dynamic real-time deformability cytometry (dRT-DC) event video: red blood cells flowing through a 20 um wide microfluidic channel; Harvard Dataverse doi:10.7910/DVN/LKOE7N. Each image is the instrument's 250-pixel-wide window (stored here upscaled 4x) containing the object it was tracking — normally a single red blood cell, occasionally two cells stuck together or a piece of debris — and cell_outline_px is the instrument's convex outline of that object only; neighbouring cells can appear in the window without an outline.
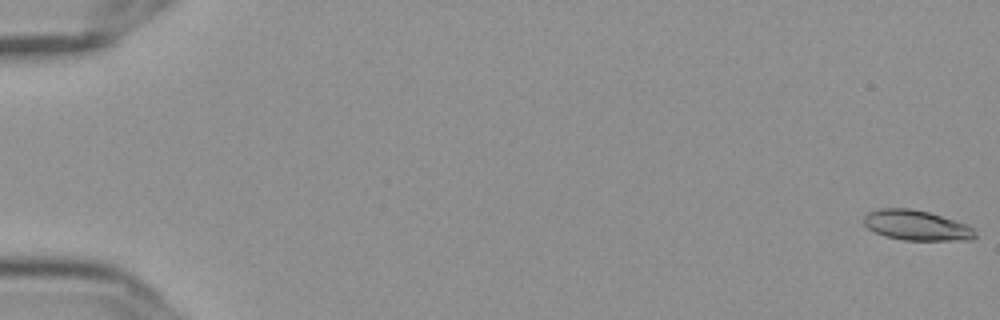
{"species": "Egyptian fruit bat (a non-hibernating species)", "species_latin": "Rousettus aegyptiacus", "temperature_condition": "cold", "stored_images_in_passage": 57, "camera_frame_rate_fps": 3000, "um_per_image_px": 0.085, "frame": {"image": 1, "passage_image": 1, "time_ms": 0.0, "image_size_px": [1000, 320], "cell_outline_px": [[976, 236], [972, 240], [904, 240], [884, 236], [868, 228], [864, 224], [864, 216], [868, 212], [880, 208], [912, 208], [928, 212], [968, 224], [976, 228]], "centroid_in_image_um": [77.94, 19.15], "position_along_channel_um": 7.1, "area_um2": 19.71}}
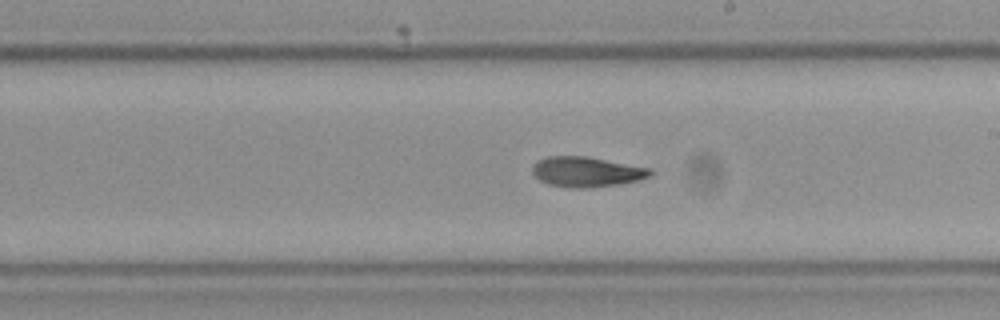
{"frame": {"image": 2, "passage_image": 34, "time_ms": 11.0, "image_size_px": [1000, 320], "cell_outline_px": [[652, 172], [648, 176], [640, 180], [620, 184], [588, 188], [568, 188], [548, 184], [540, 180], [532, 172], [532, 168], [536, 160], [548, 156], [584, 156], [652, 168]], "centroid_in_image_um": [49.84, 14.61], "position_along_channel_um": 239.2, "area_um2": 20.75}}
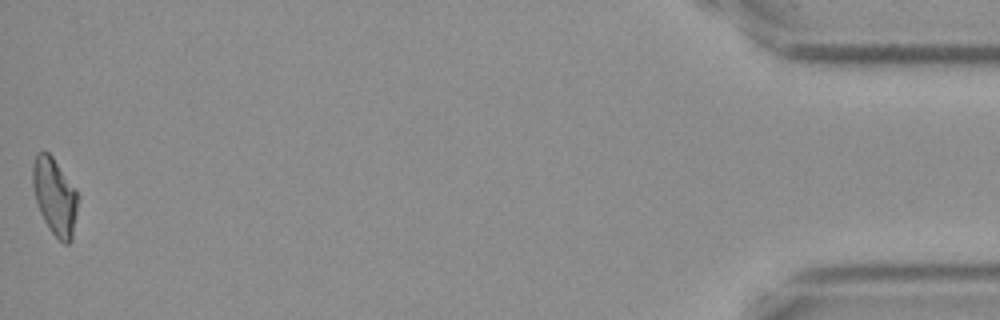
{"frame": {"image": 3, "passage_image": 57, "time_ms": 18.667, "image_size_px": [1000, 320], "cell_outline_px": [[76, 212], [72, 240], [68, 244], [64, 244], [48, 228], [40, 212], [36, 200], [32, 184], [32, 164], [36, 152], [48, 152], [52, 156], [76, 188]], "centroid_in_image_um": [4.63, 16.67], "position_along_channel_um": 430.6, "area_um2": 20.06}, "authors_computed_cell_mechanics": {"area_um2": 20.0566, "velocity_mm_per_s": 3.6527, "shape_relaxation_time_tau1_ms": 6.2116, "shape_relaxation_time_tau2_ms": 9.1301, "deformation_change_tau1": 0.1851, "deformation_change_tau2": 0.1831}}